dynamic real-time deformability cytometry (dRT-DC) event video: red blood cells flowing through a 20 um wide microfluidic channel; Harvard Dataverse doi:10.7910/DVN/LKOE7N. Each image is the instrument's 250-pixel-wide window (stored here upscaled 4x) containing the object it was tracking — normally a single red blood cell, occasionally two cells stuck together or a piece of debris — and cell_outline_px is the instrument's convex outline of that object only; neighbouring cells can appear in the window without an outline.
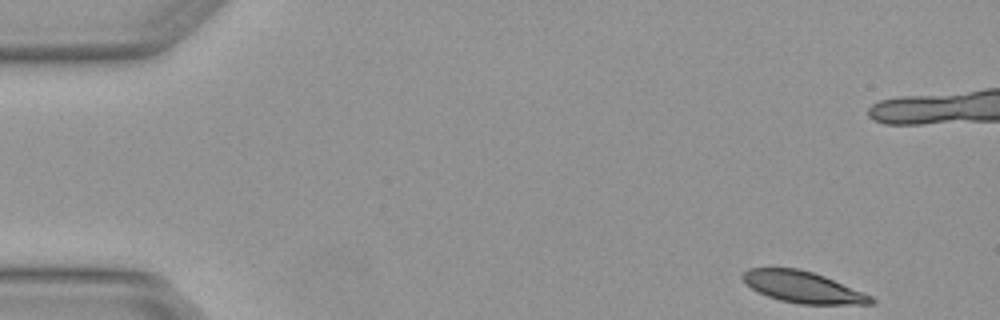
{"species": "Egyptian fruit bat (a non-hibernating species)", "species_latin": "Rousettus aegyptiacus", "temperature_condition": "warm", "stored_images_in_passage": 5, "camera_frame_rate_fps": 3000, "um_per_image_px": 0.085, "animal": {"sex": "female"}, "frame": {"image": 1, "passage_image": 1, "time_ms": 0.0, "image_size_px": [1000, 320], "cell_outline_px": [[876, 300], [872, 304], [800, 304], [780, 300], [768, 296], [752, 288], [740, 276], [748, 268], [800, 268], [824, 276], [872, 296]], "centroid_in_image_um": [68.25, 24.4], "position_along_channel_um": 16.8, "area_um2": 23.18}}
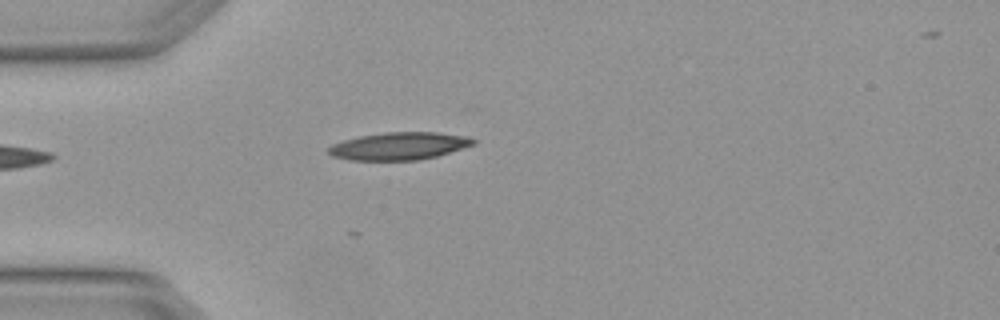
{"frame": {"image": 2, "passage_image": 5, "time_ms": 1.333, "image_size_px": [1000, 320], "cell_outline_px": [[476, 144], [436, 156], [416, 160], [348, 160], [332, 156], [328, 152], [328, 148], [332, 144], [344, 140], [360, 136], [384, 132], [436, 132], [464, 136], [476, 140]], "centroid_in_image_um": [33.9, 12.41], "position_along_channel_um": 51.1, "area_um2": 23.12}}